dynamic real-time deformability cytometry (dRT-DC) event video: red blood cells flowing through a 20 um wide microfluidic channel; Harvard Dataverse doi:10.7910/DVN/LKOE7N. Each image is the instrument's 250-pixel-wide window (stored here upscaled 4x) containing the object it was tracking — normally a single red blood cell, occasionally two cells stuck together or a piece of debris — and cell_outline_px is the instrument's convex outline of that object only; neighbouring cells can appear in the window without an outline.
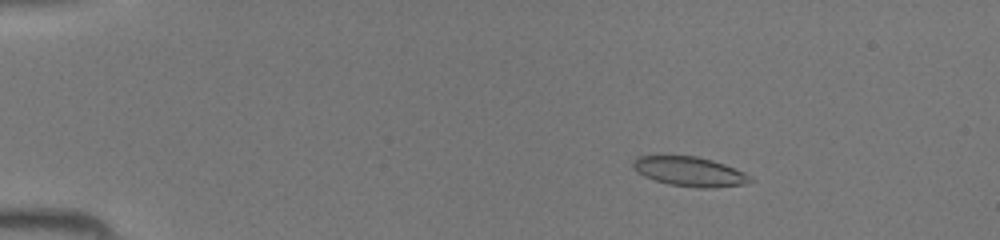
{"species": "common noctule bat (a hibernating species)", "species_latin": "Nyctalus noctula", "temperature_condition": "room temperature", "stored_images_in_passage": 46, "camera_frame_rate_fps": 3000, "um_per_image_px": 0.085, "animal": {"sex": "female", "body_mass_g": 19.5, "forearm_length_mm": 54.1}, "frame": {"image": 1, "passage_image": 8, "time_ms": 2.333, "image_size_px": [1000, 240], "cell_outline_px": [[756, 180], [744, 184], [712, 188], [700, 188], [668, 184], [644, 176], [636, 172], [632, 168], [632, 160], [636, 156], [696, 156], [712, 160], [724, 164], [744, 172], [752, 176]], "centroid_in_image_um": [58.62, 14.58], "position_along_channel_um": 26.4, "area_um2": 20.29}}
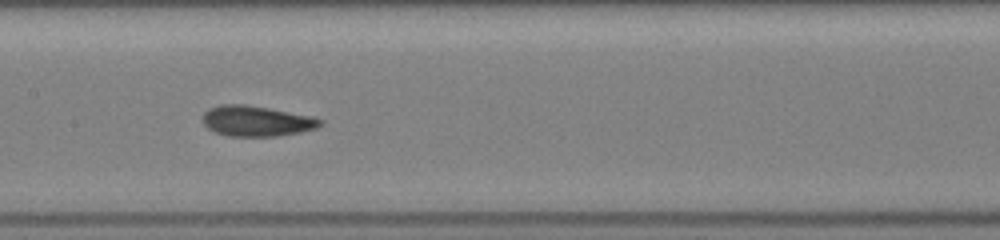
{"frame": {"image": 2, "passage_image": 24, "time_ms": 7.667, "image_size_px": [1000, 240], "cell_outline_px": [[324, 124], [316, 128], [300, 132], [276, 136], [228, 136], [216, 132], [208, 128], [200, 120], [204, 112], [208, 108], [220, 104], [244, 104], [268, 108], [312, 116], [324, 120]], "centroid_in_image_um": [21.78, 10.28], "position_along_channel_um": 185.6, "area_um2": 21.04}}
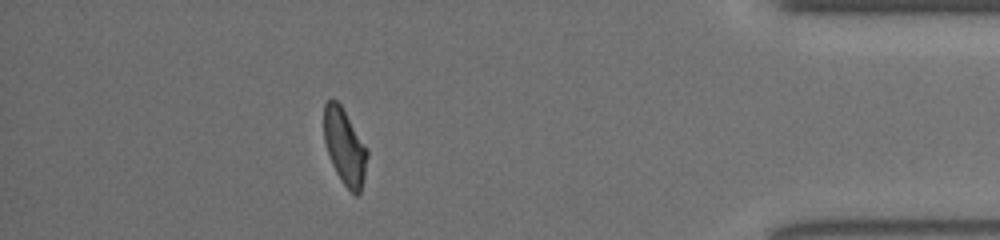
{"frame": {"image": 3, "passage_image": 41, "time_ms": 13.333, "image_size_px": [1000, 240], "cell_outline_px": [[368, 156], [364, 176], [360, 192], [356, 196], [344, 184], [336, 172], [332, 164], [324, 140], [324, 104], [332, 96], [340, 104], [368, 148]], "centroid_in_image_um": [29.3, 12.43], "position_along_channel_um": 405.9, "area_um2": 19.07}}